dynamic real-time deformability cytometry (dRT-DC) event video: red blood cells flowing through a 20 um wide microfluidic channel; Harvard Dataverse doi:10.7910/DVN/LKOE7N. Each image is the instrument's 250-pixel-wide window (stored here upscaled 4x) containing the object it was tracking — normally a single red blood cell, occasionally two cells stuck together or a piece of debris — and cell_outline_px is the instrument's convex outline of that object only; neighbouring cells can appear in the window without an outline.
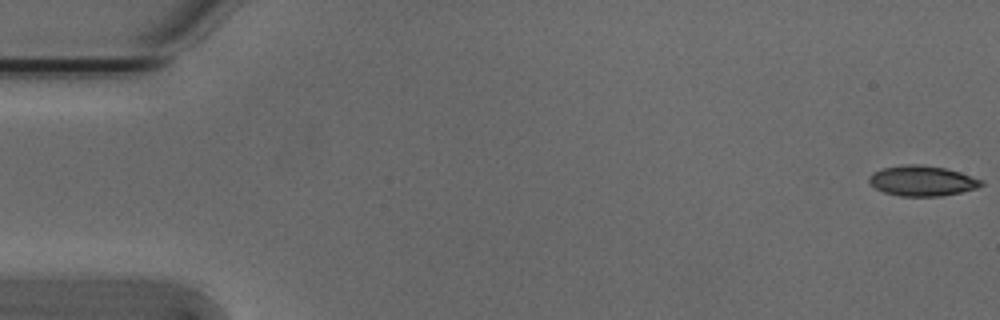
{"species": "Egyptian fruit bat (a non-hibernating species)", "species_latin": "Rousettus aegyptiacus", "temperature_condition": "cold", "stored_images_in_passage": 17, "camera_frame_rate_fps": 3000, "um_per_image_px": 0.085, "animal": {"sex": "male"}, "frame": {"image": 1, "passage_image": 1, "time_ms": 0.0, "image_size_px": [1000, 320], "cell_outline_px": [[984, 184], [976, 188], [960, 192], [940, 196], [900, 196], [884, 192], [876, 188], [868, 180], [868, 176], [872, 172], [880, 168], [904, 164], [920, 164], [944, 168], [960, 172], [984, 180]], "centroid_in_image_um": [78.37, 15.36], "position_along_channel_um": 6.6, "area_um2": 19.88}}
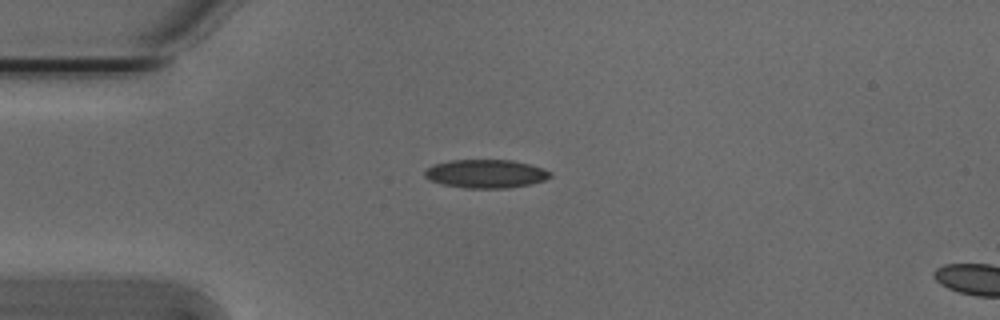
{"frame": {"image": 2, "passage_image": 14, "time_ms": 4.333, "image_size_px": [1000, 320], "cell_outline_px": [[552, 176], [544, 180], [532, 184], [508, 188], [464, 188], [440, 184], [428, 180], [424, 176], [424, 172], [428, 168], [436, 164], [448, 160], [512, 160], [544, 168], [552, 172]], "centroid_in_image_um": [41.3, 14.78], "position_along_channel_um": 43.7, "area_um2": 20.98}}